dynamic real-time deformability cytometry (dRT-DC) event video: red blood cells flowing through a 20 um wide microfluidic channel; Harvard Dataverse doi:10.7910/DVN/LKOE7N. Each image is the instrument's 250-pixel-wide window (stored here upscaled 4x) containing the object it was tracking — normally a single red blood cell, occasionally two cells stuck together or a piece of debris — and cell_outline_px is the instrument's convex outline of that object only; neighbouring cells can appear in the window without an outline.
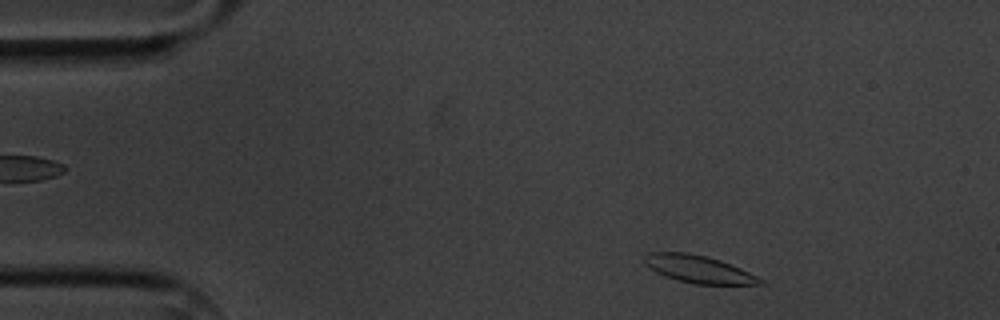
{"species": "common noctule bat (a hibernating species)", "species_latin": "Nyctalus noctula", "temperature_condition": "cold", "stored_images_in_passage": 2, "camera_frame_rate_fps": 3000, "um_per_image_px": 0.085, "animal": {"sex": "male", "body_mass_g": 20.1, "forearm_length_mm": 53.5}, "frame": {"image": 1, "passage_image": 2, "time_ms": 1.333, "image_size_px": [1000, 320], "cell_outline_px": [[764, 284], [696, 284], [680, 280], [656, 272], [644, 264], [644, 256], [648, 252], [688, 252], [708, 256], [720, 260], [740, 268], [764, 280]], "centroid_in_image_um": [59.36, 22.86], "position_along_channel_um": 25.6, "area_um2": 18.32}}